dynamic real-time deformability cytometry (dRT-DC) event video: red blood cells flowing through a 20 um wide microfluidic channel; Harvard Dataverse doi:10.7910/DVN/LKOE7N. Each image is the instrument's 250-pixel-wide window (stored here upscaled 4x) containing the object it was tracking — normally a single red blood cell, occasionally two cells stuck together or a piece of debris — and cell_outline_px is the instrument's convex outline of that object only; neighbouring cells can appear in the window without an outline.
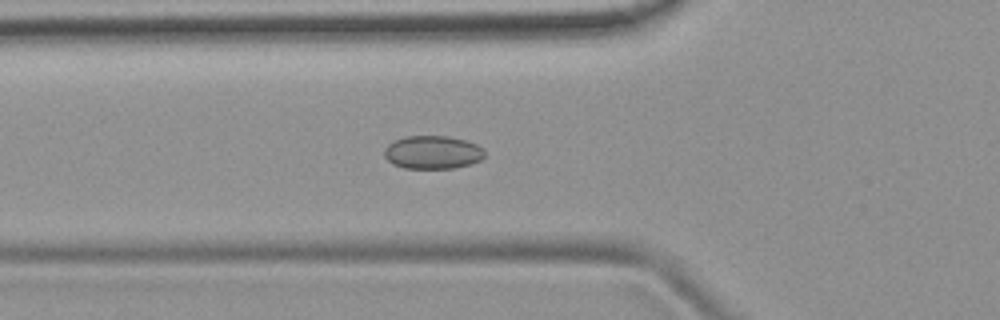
{"species": "common noctule bat (a hibernating species)", "species_latin": "Nyctalus noctula", "temperature_condition": "room temperature", "stored_images_in_passage": 46, "camera_frame_rate_fps": 3000, "um_per_image_px": 0.085, "animal": {"sex": "female", "body_mass_g": 19.9}, "frame": {"image": 1, "passage_image": 13, "time_ms": 4.0, "image_size_px": [1000, 320], "cell_outline_px": [[484, 156], [480, 160], [468, 164], [452, 168], [404, 168], [392, 164], [384, 156], [384, 148], [388, 144], [404, 136], [448, 136], [468, 140], [484, 148]], "centroid_in_image_um": [36.76, 12.93], "position_along_channel_um": 89.0, "area_um2": 19.48}}
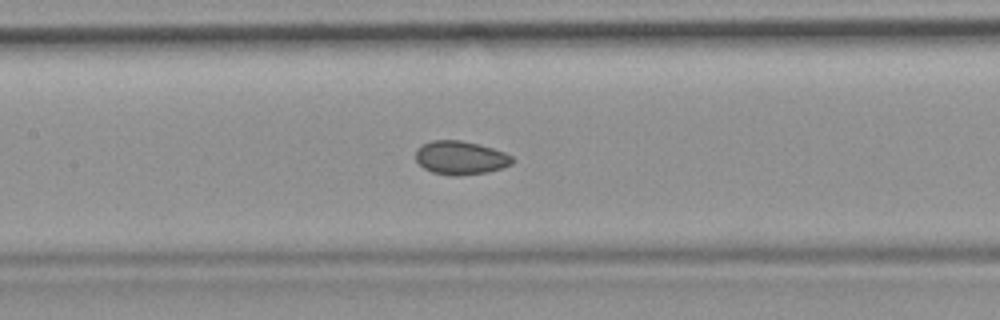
{"frame": {"image": 2, "passage_image": 19, "time_ms": 6.0, "image_size_px": [1000, 320], "cell_outline_px": [[512, 164], [504, 168], [488, 172], [460, 176], [452, 176], [432, 172], [424, 168], [416, 160], [416, 152], [424, 144], [432, 140], [460, 140], [480, 144], [504, 152], [512, 156]], "centroid_in_image_um": [39.18, 13.42], "position_along_channel_um": 168.2, "area_um2": 18.9}}
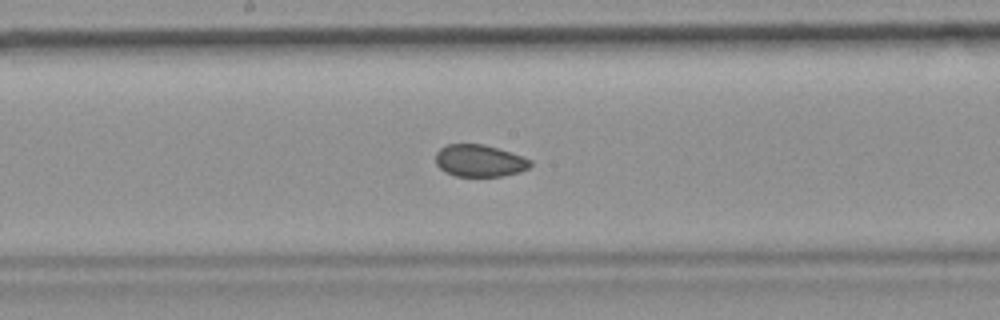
{"frame": {"image": 3, "passage_image": 22, "time_ms": 7.0, "image_size_px": [1000, 320], "cell_outline_px": [[532, 164], [528, 168], [520, 172], [504, 176], [456, 176], [444, 172], [436, 164], [436, 152], [440, 148], [448, 144], [484, 144], [532, 160]], "centroid_in_image_um": [40.74, 13.67], "position_along_channel_um": 207.5, "area_um2": 17.63}, "authors_computed_cell_mechanics": {"area_um2": 19.0451, "velocity_mm_per_s": 3.9536, "shape_relaxation_time_tau1_ms": null, "shape_relaxation_time_tau2_ms": 2.8837, "deformation_change_tau1": null, "deformation_change_tau2": 0.0541}}